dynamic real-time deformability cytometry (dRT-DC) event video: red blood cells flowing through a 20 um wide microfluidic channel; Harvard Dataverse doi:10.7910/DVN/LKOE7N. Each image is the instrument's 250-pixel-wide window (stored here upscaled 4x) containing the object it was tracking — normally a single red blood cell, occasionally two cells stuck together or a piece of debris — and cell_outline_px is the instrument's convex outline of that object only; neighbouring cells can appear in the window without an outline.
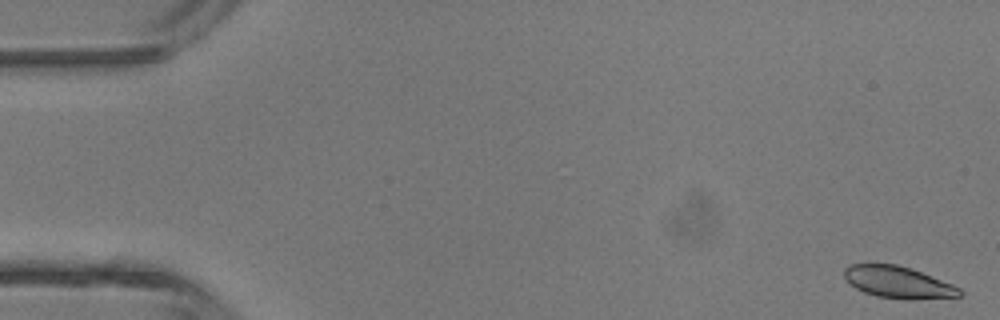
{"species": "common noctule bat (a hibernating species)", "species_latin": "Nyctalus noctula", "temperature_condition": "room temperature", "stored_images_in_passage": 5, "camera_frame_rate_fps": 3000, "um_per_image_px": 0.085, "animal": {"sex": "male", "body_mass_g": 13.3}, "frame": {"image": 1, "passage_image": 1, "time_ms": 0.0, "image_size_px": [1000, 320], "cell_outline_px": [[964, 292], [960, 296], [916, 300], [904, 300], [876, 296], [864, 292], [856, 288], [844, 276], [844, 268], [848, 264], [896, 264], [912, 268], [952, 284], [960, 288]], "centroid_in_image_um": [76.37, 24.0], "position_along_channel_um": 8.6, "area_um2": 21.56}}
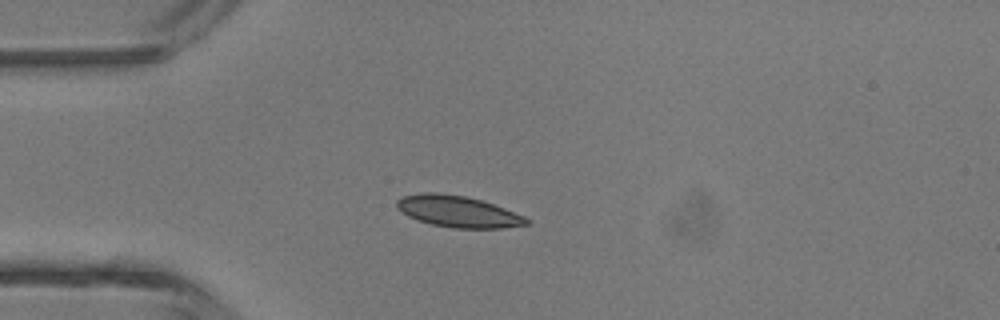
{"frame": {"image": 2, "passage_image": 4, "time_ms": 3.667, "image_size_px": [1000, 320], "cell_outline_px": [[532, 224], [500, 228], [452, 228], [432, 224], [416, 220], [400, 212], [396, 208], [396, 200], [404, 196], [420, 192], [436, 192], [464, 196], [480, 200], [504, 208], [524, 216], [532, 220]], "centroid_in_image_um": [38.91, 17.98], "position_along_channel_um": 46.1, "area_um2": 23.87}}